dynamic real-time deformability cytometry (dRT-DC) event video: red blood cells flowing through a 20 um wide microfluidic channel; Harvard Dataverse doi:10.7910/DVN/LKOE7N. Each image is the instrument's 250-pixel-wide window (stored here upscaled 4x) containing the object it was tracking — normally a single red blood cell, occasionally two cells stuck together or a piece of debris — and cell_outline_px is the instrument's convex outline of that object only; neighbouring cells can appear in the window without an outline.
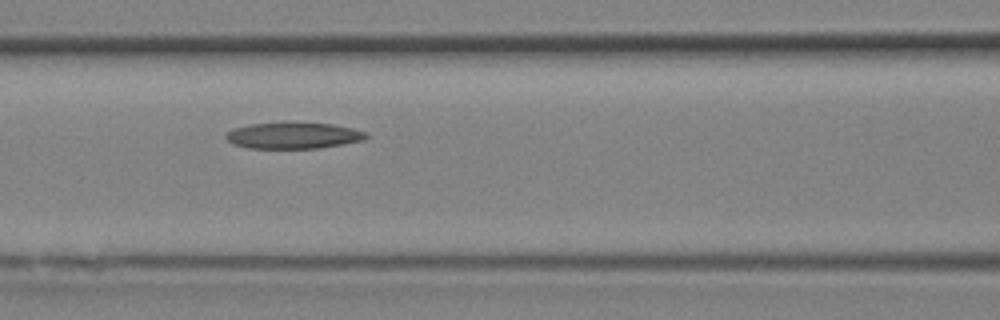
{"species": "Egyptian fruit bat (a non-hibernating species)", "species_latin": "Rousettus aegyptiacus", "temperature_condition": "room temperature", "stored_images_in_passage": 9, "camera_frame_rate_fps": 3000, "um_per_image_px": 0.085, "animal": {"sex": "female"}, "frame": {"image": 1, "passage_image": 6, "time_ms": 1.667, "image_size_px": [1000, 320], "cell_outline_px": [[368, 136], [364, 140], [344, 144], [320, 148], [248, 148], [232, 144], [224, 136], [232, 128], [248, 124], [332, 124], [352, 128], [364, 132]], "centroid_in_image_um": [24.91, 11.55], "position_along_channel_um": 141.7, "area_um2": 20.98}}
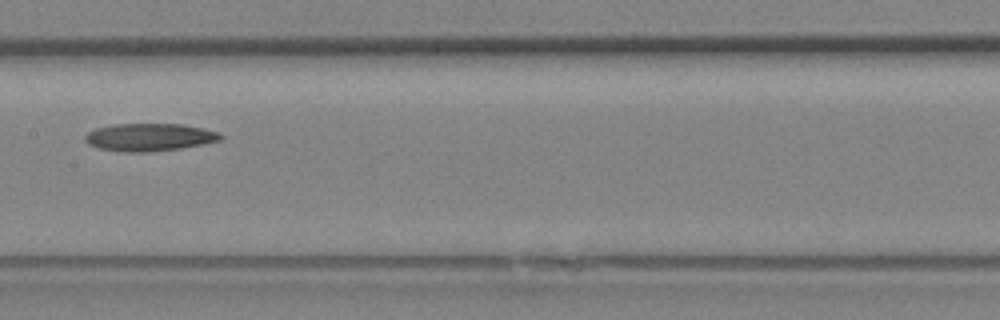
{"frame": {"image": 2, "passage_image": 8, "time_ms": 2.333, "image_size_px": [1000, 320], "cell_outline_px": [[224, 136], [220, 140], [180, 148], [148, 152], [128, 152], [100, 148], [88, 144], [84, 140], [84, 136], [88, 132], [96, 128], [112, 124], [184, 124], [204, 128], [220, 132]], "centroid_in_image_um": [12.7, 11.65], "position_along_channel_um": 194.7, "area_um2": 21.79}}